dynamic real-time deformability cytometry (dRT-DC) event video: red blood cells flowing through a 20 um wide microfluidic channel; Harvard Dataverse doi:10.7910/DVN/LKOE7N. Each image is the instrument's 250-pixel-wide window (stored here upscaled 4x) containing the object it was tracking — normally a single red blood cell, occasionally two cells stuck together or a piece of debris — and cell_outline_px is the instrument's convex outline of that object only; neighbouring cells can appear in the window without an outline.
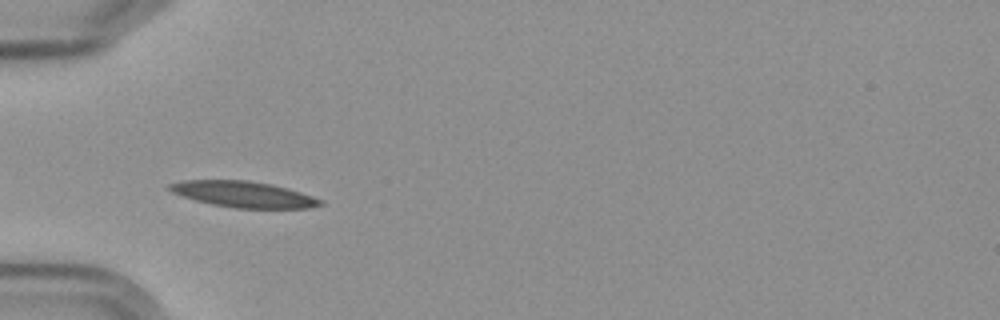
{"species": "Egyptian fruit bat (a non-hibernating species)", "species_latin": "Rousettus aegyptiacus", "temperature_condition": "cold", "stored_images_in_passage": 6, "camera_frame_rate_fps": 3000, "um_per_image_px": 0.085, "frame": {"image": 1, "passage_image": 3, "time_ms": 2.333, "image_size_px": [1000, 320], "cell_outline_px": [[324, 204], [308, 208], [236, 208], [212, 204], [196, 200], [172, 192], [168, 188], [168, 184], [184, 180], [248, 180], [272, 184], [288, 188], [324, 200]], "centroid_in_image_um": [20.73, 16.51], "position_along_channel_um": 64.3, "area_um2": 22.77}}
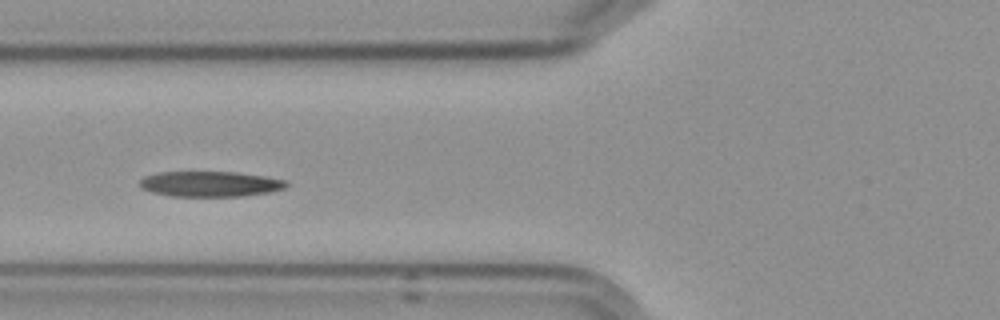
{"frame": {"image": 2, "passage_image": 4, "time_ms": 3.667, "image_size_px": [1000, 320], "cell_outline_px": [[288, 184], [284, 188], [268, 192], [244, 196], [172, 196], [152, 192], [140, 188], [140, 180], [144, 176], [156, 172], [236, 172], [264, 176], [288, 180]], "centroid_in_image_um": [17.85, 15.63], "position_along_channel_um": 108.0, "area_um2": 21.73}}
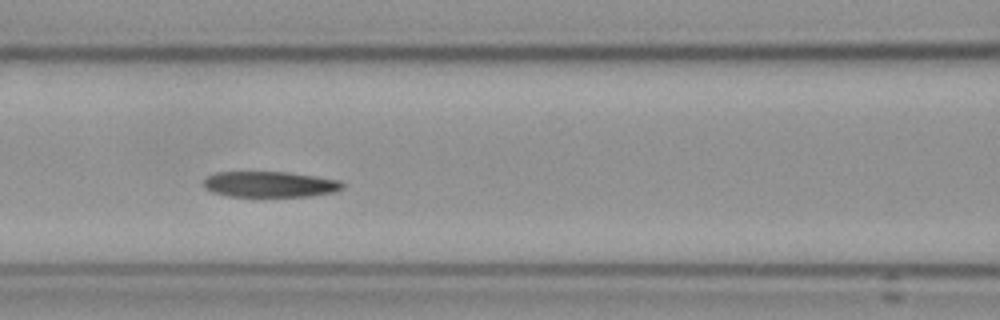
{"frame": {"image": 3, "passage_image": 5, "time_ms": 4.667, "image_size_px": [1000, 320], "cell_outline_px": [[344, 188], [332, 192], [312, 196], [228, 196], [212, 192], [204, 188], [204, 180], [208, 176], [216, 172], [284, 172], [340, 180], [344, 184]], "centroid_in_image_um": [22.92, 15.67], "position_along_channel_um": 143.7, "area_um2": 20.69}}